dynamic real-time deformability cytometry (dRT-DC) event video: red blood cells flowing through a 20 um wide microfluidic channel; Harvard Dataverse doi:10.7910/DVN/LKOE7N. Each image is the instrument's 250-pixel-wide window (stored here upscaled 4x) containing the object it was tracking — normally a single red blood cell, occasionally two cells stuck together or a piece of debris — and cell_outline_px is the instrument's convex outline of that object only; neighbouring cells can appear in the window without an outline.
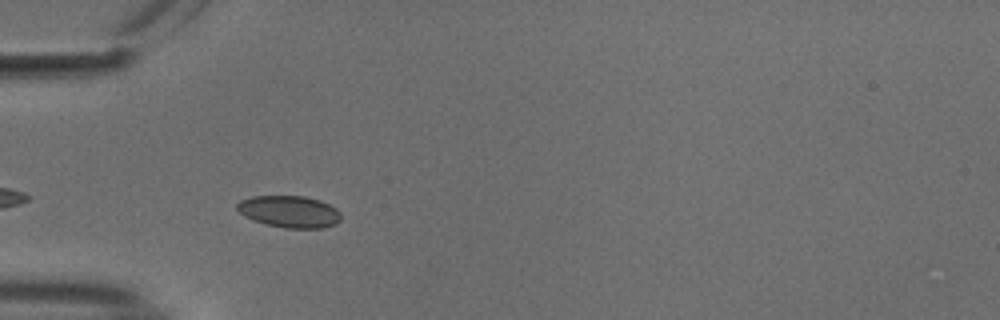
{"species": "common noctule bat (a hibernating species)", "species_latin": "Nyctalus noctula", "temperature_condition": "cold", "stored_images_in_passage": 10, "camera_frame_rate_fps": 3000, "um_per_image_px": 0.085, "animal": {"sex": "male", "body_mass_g": 18.8}, "frame": {"image": 1, "passage_image": 4, "time_ms": 1.0, "image_size_px": [1000, 320], "cell_outline_px": [[340, 220], [336, 224], [324, 228], [284, 228], [264, 224], [252, 220], [244, 216], [236, 208], [236, 204], [240, 200], [252, 196], [304, 196], [320, 200], [336, 208], [340, 212]], "centroid_in_image_um": [24.59, 17.99], "position_along_channel_um": 60.4, "area_um2": 19.48}}
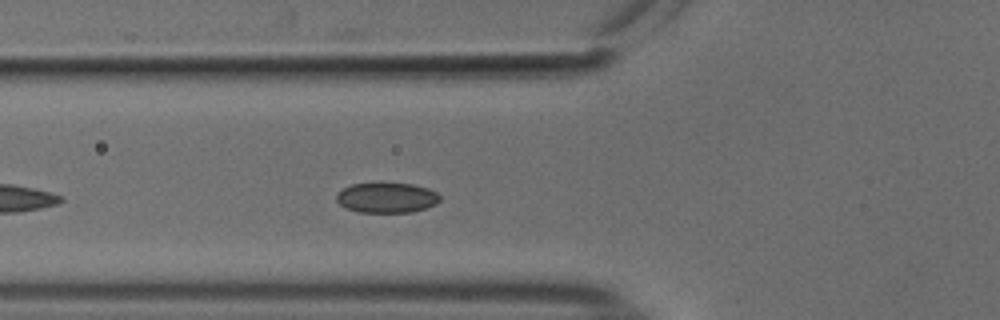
{"frame": {"image": 2, "passage_image": 7, "time_ms": 2.0, "image_size_px": [1000, 320], "cell_outline_px": [[440, 200], [436, 204], [412, 212], [360, 212], [348, 208], [340, 204], [336, 200], [336, 196], [344, 188], [352, 184], [376, 180], [380, 180], [412, 184], [428, 188], [436, 192], [440, 196]], "centroid_in_image_um": [32.87, 16.75], "position_along_channel_um": 92.9, "area_um2": 18.73}}